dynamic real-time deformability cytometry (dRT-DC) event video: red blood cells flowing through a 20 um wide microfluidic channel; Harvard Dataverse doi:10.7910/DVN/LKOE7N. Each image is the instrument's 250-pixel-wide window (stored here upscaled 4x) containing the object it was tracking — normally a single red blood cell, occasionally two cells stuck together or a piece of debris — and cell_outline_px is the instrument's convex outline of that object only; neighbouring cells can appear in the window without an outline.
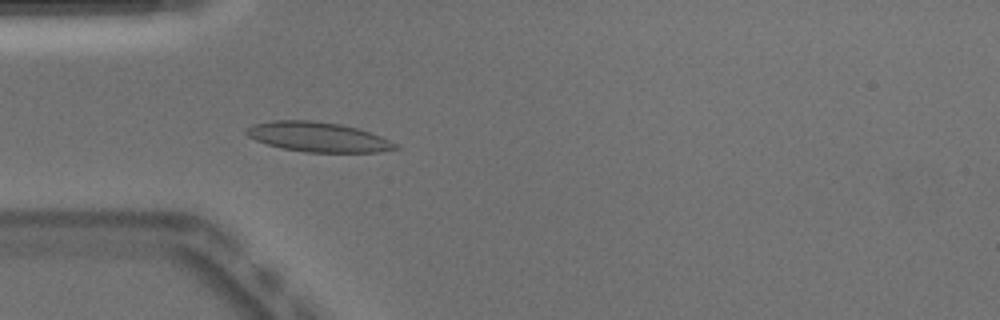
{"species": "Egyptian fruit bat (a non-hibernating species)", "species_latin": "Rousettus aegyptiacus", "temperature_condition": "warm", "stored_images_in_passage": 51, "camera_frame_rate_fps": 3000, "um_per_image_px": 0.085, "animal": {"sex": "male"}, "frame": {"image": 1, "passage_image": 15, "time_ms": 4.667, "image_size_px": [1000, 320], "cell_outline_px": [[400, 148], [376, 152], [304, 152], [284, 148], [268, 144], [256, 140], [248, 136], [244, 132], [252, 124], [272, 120], [312, 120], [340, 124], [356, 128], [380, 136], [396, 144]], "centroid_in_image_um": [26.99, 11.63], "position_along_channel_um": 58.0, "area_um2": 25.55}, "authors_computed_cell_mechanics": {"area_um2": 24.3338, "velocity_mm_per_s": 3.8752, "shape_relaxation_time_tau1_ms": 4.4114, "shape_relaxation_time_tau2_ms": 1.3975, "deformation_change_tau1": 0.1397, "deformation_change_tau2": 0.0643}}